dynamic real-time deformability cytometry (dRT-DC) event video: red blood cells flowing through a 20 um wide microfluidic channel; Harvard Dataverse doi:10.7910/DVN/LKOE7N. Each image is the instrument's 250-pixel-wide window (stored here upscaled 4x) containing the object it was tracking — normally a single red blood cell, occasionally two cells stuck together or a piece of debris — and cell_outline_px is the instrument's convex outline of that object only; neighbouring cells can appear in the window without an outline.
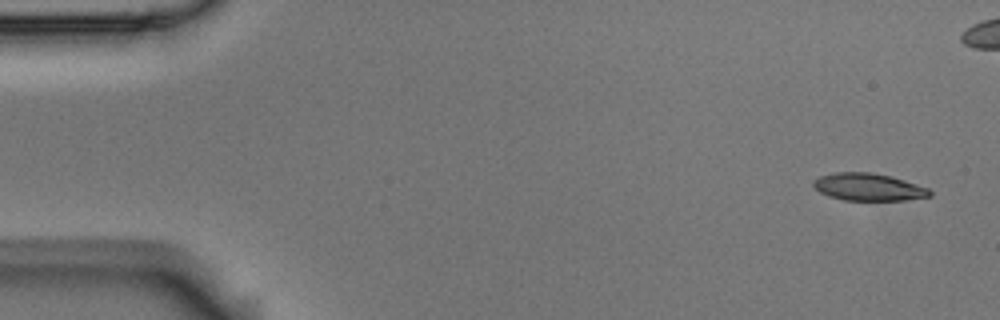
{"species": "Egyptian fruit bat (a non-hibernating species)", "species_latin": "Rousettus aegyptiacus", "temperature_condition": "room temperature", "stored_images_in_passage": 5, "camera_frame_rate_fps": 3000, "um_per_image_px": 0.085, "animal": {"sex": "male"}, "frame": {"image": 1, "passage_image": 1, "time_ms": 0.0, "image_size_px": [1000, 320], "cell_outline_px": [[932, 196], [904, 200], [844, 200], [820, 192], [812, 184], [812, 180], [820, 176], [836, 172], [872, 172], [892, 176], [928, 188], [932, 192]], "centroid_in_image_um": [73.83, 15.89], "position_along_channel_um": 11.2, "area_um2": 18.5}}